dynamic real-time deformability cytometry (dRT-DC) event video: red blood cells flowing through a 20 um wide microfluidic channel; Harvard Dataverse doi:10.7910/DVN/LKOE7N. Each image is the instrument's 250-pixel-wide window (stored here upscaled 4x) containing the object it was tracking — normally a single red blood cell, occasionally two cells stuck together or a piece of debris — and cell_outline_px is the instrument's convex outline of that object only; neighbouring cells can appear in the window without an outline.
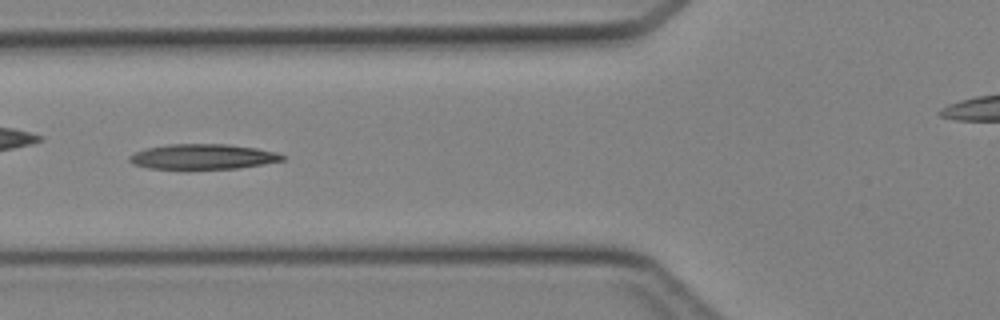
{"species": "Egyptian fruit bat (a non-hibernating species)", "species_latin": "Rousettus aegyptiacus", "temperature_condition": "cold", "stored_images_in_passage": 34, "camera_frame_rate_fps": 3000, "um_per_image_px": 0.085, "animal": {"sex": "female"}, "frame": {"image": 1, "passage_image": 10, "time_ms": 3.0, "image_size_px": [1000, 320], "cell_outline_px": [[284, 160], [264, 164], [240, 168], [148, 168], [132, 164], [128, 160], [128, 156], [144, 148], [168, 144], [228, 144], [256, 148], [276, 152], [284, 156]], "centroid_in_image_um": [17.22, 13.3], "position_along_channel_um": 108.6, "area_um2": 22.31}}
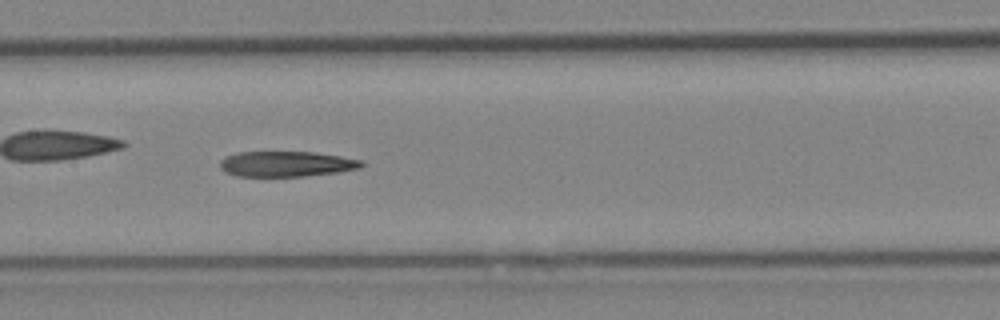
{"frame": {"image": 2, "passage_image": 15, "time_ms": 4.667, "image_size_px": [1000, 320], "cell_outline_px": [[364, 164], [360, 168], [336, 172], [304, 176], [236, 176], [224, 172], [220, 168], [220, 160], [236, 152], [312, 152], [340, 156], [360, 160]], "centroid_in_image_um": [24.3, 13.93], "position_along_channel_um": 183.1, "area_um2": 20.81}}